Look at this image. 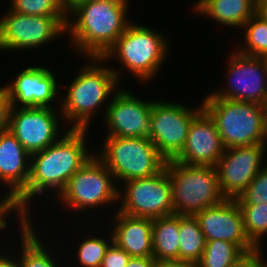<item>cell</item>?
Returning a JSON list of instances; mask_svg holds the SVG:
<instances>
[{
  "label": "cell",
  "mask_w": 267,
  "mask_h": 267,
  "mask_svg": "<svg viewBox=\"0 0 267 267\" xmlns=\"http://www.w3.org/2000/svg\"><path fill=\"white\" fill-rule=\"evenodd\" d=\"M87 130L70 128L52 145L30 155L29 180L17 195L27 213L32 199L48 188L59 196L69 179L91 158L93 154L88 152L85 142Z\"/></svg>",
  "instance_id": "6da1fadb"
},
{
  "label": "cell",
  "mask_w": 267,
  "mask_h": 267,
  "mask_svg": "<svg viewBox=\"0 0 267 267\" xmlns=\"http://www.w3.org/2000/svg\"><path fill=\"white\" fill-rule=\"evenodd\" d=\"M128 2L89 0L71 11L66 34L71 35L73 48L88 58H102L130 24L127 20Z\"/></svg>",
  "instance_id": "7a4b0ae2"
},
{
  "label": "cell",
  "mask_w": 267,
  "mask_h": 267,
  "mask_svg": "<svg viewBox=\"0 0 267 267\" xmlns=\"http://www.w3.org/2000/svg\"><path fill=\"white\" fill-rule=\"evenodd\" d=\"M91 59L94 64H87L78 72L71 85L67 86V95L61 101L60 117L66 119L65 121H73L71 129H89L88 124L94 112L112 92L119 89V70L95 63L100 62V58Z\"/></svg>",
  "instance_id": "3957f363"
},
{
  "label": "cell",
  "mask_w": 267,
  "mask_h": 267,
  "mask_svg": "<svg viewBox=\"0 0 267 267\" xmlns=\"http://www.w3.org/2000/svg\"><path fill=\"white\" fill-rule=\"evenodd\" d=\"M165 169L171 183L174 214L194 216L225 199L219 189L216 167L191 166L170 159Z\"/></svg>",
  "instance_id": "277c9868"
},
{
  "label": "cell",
  "mask_w": 267,
  "mask_h": 267,
  "mask_svg": "<svg viewBox=\"0 0 267 267\" xmlns=\"http://www.w3.org/2000/svg\"><path fill=\"white\" fill-rule=\"evenodd\" d=\"M202 105L215 121L225 149L267 143L262 104L205 98Z\"/></svg>",
  "instance_id": "5b68a950"
},
{
  "label": "cell",
  "mask_w": 267,
  "mask_h": 267,
  "mask_svg": "<svg viewBox=\"0 0 267 267\" xmlns=\"http://www.w3.org/2000/svg\"><path fill=\"white\" fill-rule=\"evenodd\" d=\"M162 35L150 27L130 23L100 61L116 57L138 80H150L157 75L167 56V39Z\"/></svg>",
  "instance_id": "8992f818"
},
{
  "label": "cell",
  "mask_w": 267,
  "mask_h": 267,
  "mask_svg": "<svg viewBox=\"0 0 267 267\" xmlns=\"http://www.w3.org/2000/svg\"><path fill=\"white\" fill-rule=\"evenodd\" d=\"M98 154L114 178L123 182L159 174L167 162L149 137L107 136Z\"/></svg>",
  "instance_id": "52a82bcc"
},
{
  "label": "cell",
  "mask_w": 267,
  "mask_h": 267,
  "mask_svg": "<svg viewBox=\"0 0 267 267\" xmlns=\"http://www.w3.org/2000/svg\"><path fill=\"white\" fill-rule=\"evenodd\" d=\"M96 156H91L57 196L66 207L85 211L90 207L106 206L110 202L118 201L123 195L113 183V174L98 155Z\"/></svg>",
  "instance_id": "ba28073f"
},
{
  "label": "cell",
  "mask_w": 267,
  "mask_h": 267,
  "mask_svg": "<svg viewBox=\"0 0 267 267\" xmlns=\"http://www.w3.org/2000/svg\"><path fill=\"white\" fill-rule=\"evenodd\" d=\"M68 17L7 12L0 19V50L33 49L66 33Z\"/></svg>",
  "instance_id": "9c48e42d"
},
{
  "label": "cell",
  "mask_w": 267,
  "mask_h": 267,
  "mask_svg": "<svg viewBox=\"0 0 267 267\" xmlns=\"http://www.w3.org/2000/svg\"><path fill=\"white\" fill-rule=\"evenodd\" d=\"M202 109V104L190 110L178 103L153 101L148 137L166 160L173 159L183 149L192 119Z\"/></svg>",
  "instance_id": "30bf717a"
},
{
  "label": "cell",
  "mask_w": 267,
  "mask_h": 267,
  "mask_svg": "<svg viewBox=\"0 0 267 267\" xmlns=\"http://www.w3.org/2000/svg\"><path fill=\"white\" fill-rule=\"evenodd\" d=\"M124 183L125 196L118 212L152 220L174 214L171 183L165 168L154 176Z\"/></svg>",
  "instance_id": "8fae6325"
},
{
  "label": "cell",
  "mask_w": 267,
  "mask_h": 267,
  "mask_svg": "<svg viewBox=\"0 0 267 267\" xmlns=\"http://www.w3.org/2000/svg\"><path fill=\"white\" fill-rule=\"evenodd\" d=\"M229 59L227 88L206 98H222L262 104L267 97V65L263 57L233 52Z\"/></svg>",
  "instance_id": "7c38bea8"
},
{
  "label": "cell",
  "mask_w": 267,
  "mask_h": 267,
  "mask_svg": "<svg viewBox=\"0 0 267 267\" xmlns=\"http://www.w3.org/2000/svg\"><path fill=\"white\" fill-rule=\"evenodd\" d=\"M266 143L236 146L224 150L216 164L218 185L227 199H235L263 168Z\"/></svg>",
  "instance_id": "4fadbf2b"
},
{
  "label": "cell",
  "mask_w": 267,
  "mask_h": 267,
  "mask_svg": "<svg viewBox=\"0 0 267 267\" xmlns=\"http://www.w3.org/2000/svg\"><path fill=\"white\" fill-rule=\"evenodd\" d=\"M18 108H11L8 129L30 155L44 150L61 137L59 117L53 108Z\"/></svg>",
  "instance_id": "5bb4252c"
},
{
  "label": "cell",
  "mask_w": 267,
  "mask_h": 267,
  "mask_svg": "<svg viewBox=\"0 0 267 267\" xmlns=\"http://www.w3.org/2000/svg\"><path fill=\"white\" fill-rule=\"evenodd\" d=\"M128 91L118 89L106 104L105 122L109 130L106 136L148 137L153 101H143Z\"/></svg>",
  "instance_id": "9a60e30c"
},
{
  "label": "cell",
  "mask_w": 267,
  "mask_h": 267,
  "mask_svg": "<svg viewBox=\"0 0 267 267\" xmlns=\"http://www.w3.org/2000/svg\"><path fill=\"white\" fill-rule=\"evenodd\" d=\"M224 150L215 121L203 108L192 119L185 145L173 160L191 166L215 167Z\"/></svg>",
  "instance_id": "2e32d148"
},
{
  "label": "cell",
  "mask_w": 267,
  "mask_h": 267,
  "mask_svg": "<svg viewBox=\"0 0 267 267\" xmlns=\"http://www.w3.org/2000/svg\"><path fill=\"white\" fill-rule=\"evenodd\" d=\"M194 216L206 241L224 240L236 244L243 252L256 248L245 233L242 214L235 199L225 198L220 204L205 208Z\"/></svg>",
  "instance_id": "e0dca14e"
},
{
  "label": "cell",
  "mask_w": 267,
  "mask_h": 267,
  "mask_svg": "<svg viewBox=\"0 0 267 267\" xmlns=\"http://www.w3.org/2000/svg\"><path fill=\"white\" fill-rule=\"evenodd\" d=\"M51 70L43 66L27 67L6 84L12 107H51L57 97L58 85Z\"/></svg>",
  "instance_id": "ac0fdd59"
},
{
  "label": "cell",
  "mask_w": 267,
  "mask_h": 267,
  "mask_svg": "<svg viewBox=\"0 0 267 267\" xmlns=\"http://www.w3.org/2000/svg\"><path fill=\"white\" fill-rule=\"evenodd\" d=\"M30 154L8 129L0 133V181L18 195L30 176Z\"/></svg>",
  "instance_id": "d6986e66"
},
{
  "label": "cell",
  "mask_w": 267,
  "mask_h": 267,
  "mask_svg": "<svg viewBox=\"0 0 267 267\" xmlns=\"http://www.w3.org/2000/svg\"><path fill=\"white\" fill-rule=\"evenodd\" d=\"M113 242L131 257H153L152 219L114 214Z\"/></svg>",
  "instance_id": "ffe728a7"
},
{
  "label": "cell",
  "mask_w": 267,
  "mask_h": 267,
  "mask_svg": "<svg viewBox=\"0 0 267 267\" xmlns=\"http://www.w3.org/2000/svg\"><path fill=\"white\" fill-rule=\"evenodd\" d=\"M257 0H203L194 11L221 25L241 27L256 13Z\"/></svg>",
  "instance_id": "44dd1931"
},
{
  "label": "cell",
  "mask_w": 267,
  "mask_h": 267,
  "mask_svg": "<svg viewBox=\"0 0 267 267\" xmlns=\"http://www.w3.org/2000/svg\"><path fill=\"white\" fill-rule=\"evenodd\" d=\"M152 240L155 260H179V215L153 219Z\"/></svg>",
  "instance_id": "7402d4cb"
},
{
  "label": "cell",
  "mask_w": 267,
  "mask_h": 267,
  "mask_svg": "<svg viewBox=\"0 0 267 267\" xmlns=\"http://www.w3.org/2000/svg\"><path fill=\"white\" fill-rule=\"evenodd\" d=\"M179 260L197 264L206 246L195 216L179 215Z\"/></svg>",
  "instance_id": "603a6c76"
},
{
  "label": "cell",
  "mask_w": 267,
  "mask_h": 267,
  "mask_svg": "<svg viewBox=\"0 0 267 267\" xmlns=\"http://www.w3.org/2000/svg\"><path fill=\"white\" fill-rule=\"evenodd\" d=\"M35 227L31 224L25 231L21 232V255L17 260V267H58L43 243H41ZM51 256V257H50Z\"/></svg>",
  "instance_id": "cb8c5ba5"
},
{
  "label": "cell",
  "mask_w": 267,
  "mask_h": 267,
  "mask_svg": "<svg viewBox=\"0 0 267 267\" xmlns=\"http://www.w3.org/2000/svg\"><path fill=\"white\" fill-rule=\"evenodd\" d=\"M242 28L245 29V46L236 51L256 57L267 55V21L255 13Z\"/></svg>",
  "instance_id": "d4e9b609"
},
{
  "label": "cell",
  "mask_w": 267,
  "mask_h": 267,
  "mask_svg": "<svg viewBox=\"0 0 267 267\" xmlns=\"http://www.w3.org/2000/svg\"><path fill=\"white\" fill-rule=\"evenodd\" d=\"M243 251L234 243L224 240L206 241L197 267H228Z\"/></svg>",
  "instance_id": "484cf974"
},
{
  "label": "cell",
  "mask_w": 267,
  "mask_h": 267,
  "mask_svg": "<svg viewBox=\"0 0 267 267\" xmlns=\"http://www.w3.org/2000/svg\"><path fill=\"white\" fill-rule=\"evenodd\" d=\"M245 233L250 242L261 248L263 236L267 234V204L239 205Z\"/></svg>",
  "instance_id": "4316f807"
},
{
  "label": "cell",
  "mask_w": 267,
  "mask_h": 267,
  "mask_svg": "<svg viewBox=\"0 0 267 267\" xmlns=\"http://www.w3.org/2000/svg\"><path fill=\"white\" fill-rule=\"evenodd\" d=\"M9 10L24 15L68 17L59 0H10Z\"/></svg>",
  "instance_id": "83f0119b"
},
{
  "label": "cell",
  "mask_w": 267,
  "mask_h": 267,
  "mask_svg": "<svg viewBox=\"0 0 267 267\" xmlns=\"http://www.w3.org/2000/svg\"><path fill=\"white\" fill-rule=\"evenodd\" d=\"M110 241L95 237L83 240L78 247V262L82 267H101L105 252L113 242V236L109 237Z\"/></svg>",
  "instance_id": "f1b7e54d"
},
{
  "label": "cell",
  "mask_w": 267,
  "mask_h": 267,
  "mask_svg": "<svg viewBox=\"0 0 267 267\" xmlns=\"http://www.w3.org/2000/svg\"><path fill=\"white\" fill-rule=\"evenodd\" d=\"M235 200L238 205L267 204V166L259 171L248 187Z\"/></svg>",
  "instance_id": "f546056e"
},
{
  "label": "cell",
  "mask_w": 267,
  "mask_h": 267,
  "mask_svg": "<svg viewBox=\"0 0 267 267\" xmlns=\"http://www.w3.org/2000/svg\"><path fill=\"white\" fill-rule=\"evenodd\" d=\"M17 210V211H16ZM11 212H17V216L19 217V224L21 231H25L30 225L31 222L28 219L30 216L28 215L27 211L21 206L20 202L18 201V196L9 191L8 194L5 195L3 199L0 201V229L7 228V222L5 221V216Z\"/></svg>",
  "instance_id": "4dcf8cb0"
},
{
  "label": "cell",
  "mask_w": 267,
  "mask_h": 267,
  "mask_svg": "<svg viewBox=\"0 0 267 267\" xmlns=\"http://www.w3.org/2000/svg\"><path fill=\"white\" fill-rule=\"evenodd\" d=\"M131 256L112 242L107 248L101 267H125Z\"/></svg>",
  "instance_id": "1f68e13d"
},
{
  "label": "cell",
  "mask_w": 267,
  "mask_h": 267,
  "mask_svg": "<svg viewBox=\"0 0 267 267\" xmlns=\"http://www.w3.org/2000/svg\"><path fill=\"white\" fill-rule=\"evenodd\" d=\"M12 105L6 87H0V133L9 128L10 111Z\"/></svg>",
  "instance_id": "d6a6232c"
},
{
  "label": "cell",
  "mask_w": 267,
  "mask_h": 267,
  "mask_svg": "<svg viewBox=\"0 0 267 267\" xmlns=\"http://www.w3.org/2000/svg\"><path fill=\"white\" fill-rule=\"evenodd\" d=\"M228 267H259L258 248L243 252Z\"/></svg>",
  "instance_id": "836d02e7"
},
{
  "label": "cell",
  "mask_w": 267,
  "mask_h": 267,
  "mask_svg": "<svg viewBox=\"0 0 267 267\" xmlns=\"http://www.w3.org/2000/svg\"><path fill=\"white\" fill-rule=\"evenodd\" d=\"M153 267H197V264L182 260H155Z\"/></svg>",
  "instance_id": "e575fe53"
},
{
  "label": "cell",
  "mask_w": 267,
  "mask_h": 267,
  "mask_svg": "<svg viewBox=\"0 0 267 267\" xmlns=\"http://www.w3.org/2000/svg\"><path fill=\"white\" fill-rule=\"evenodd\" d=\"M153 257H131L125 267H153Z\"/></svg>",
  "instance_id": "d590c367"
},
{
  "label": "cell",
  "mask_w": 267,
  "mask_h": 267,
  "mask_svg": "<svg viewBox=\"0 0 267 267\" xmlns=\"http://www.w3.org/2000/svg\"><path fill=\"white\" fill-rule=\"evenodd\" d=\"M62 10L68 16L71 11H73L77 6L82 3L88 2L89 0H59ZM69 12V13H68Z\"/></svg>",
  "instance_id": "8d00e7d4"
},
{
  "label": "cell",
  "mask_w": 267,
  "mask_h": 267,
  "mask_svg": "<svg viewBox=\"0 0 267 267\" xmlns=\"http://www.w3.org/2000/svg\"><path fill=\"white\" fill-rule=\"evenodd\" d=\"M8 257L4 253H0V267H17V260H13V257L12 259Z\"/></svg>",
  "instance_id": "74e56055"
},
{
  "label": "cell",
  "mask_w": 267,
  "mask_h": 267,
  "mask_svg": "<svg viewBox=\"0 0 267 267\" xmlns=\"http://www.w3.org/2000/svg\"><path fill=\"white\" fill-rule=\"evenodd\" d=\"M256 13L267 21V0H257Z\"/></svg>",
  "instance_id": "f35d334b"
},
{
  "label": "cell",
  "mask_w": 267,
  "mask_h": 267,
  "mask_svg": "<svg viewBox=\"0 0 267 267\" xmlns=\"http://www.w3.org/2000/svg\"><path fill=\"white\" fill-rule=\"evenodd\" d=\"M262 107H263L264 125L267 130V97L264 99Z\"/></svg>",
  "instance_id": "ab89813d"
},
{
  "label": "cell",
  "mask_w": 267,
  "mask_h": 267,
  "mask_svg": "<svg viewBox=\"0 0 267 267\" xmlns=\"http://www.w3.org/2000/svg\"><path fill=\"white\" fill-rule=\"evenodd\" d=\"M262 253H261V248H258V266L259 267H267V262H263L262 258Z\"/></svg>",
  "instance_id": "60d3db41"
},
{
  "label": "cell",
  "mask_w": 267,
  "mask_h": 267,
  "mask_svg": "<svg viewBox=\"0 0 267 267\" xmlns=\"http://www.w3.org/2000/svg\"><path fill=\"white\" fill-rule=\"evenodd\" d=\"M203 0H198V2L195 4L193 8H196Z\"/></svg>",
  "instance_id": "b9f144b4"
},
{
  "label": "cell",
  "mask_w": 267,
  "mask_h": 267,
  "mask_svg": "<svg viewBox=\"0 0 267 267\" xmlns=\"http://www.w3.org/2000/svg\"><path fill=\"white\" fill-rule=\"evenodd\" d=\"M263 58H264L266 65H267V55H265Z\"/></svg>",
  "instance_id": "7bdbcfd3"
}]
</instances>
